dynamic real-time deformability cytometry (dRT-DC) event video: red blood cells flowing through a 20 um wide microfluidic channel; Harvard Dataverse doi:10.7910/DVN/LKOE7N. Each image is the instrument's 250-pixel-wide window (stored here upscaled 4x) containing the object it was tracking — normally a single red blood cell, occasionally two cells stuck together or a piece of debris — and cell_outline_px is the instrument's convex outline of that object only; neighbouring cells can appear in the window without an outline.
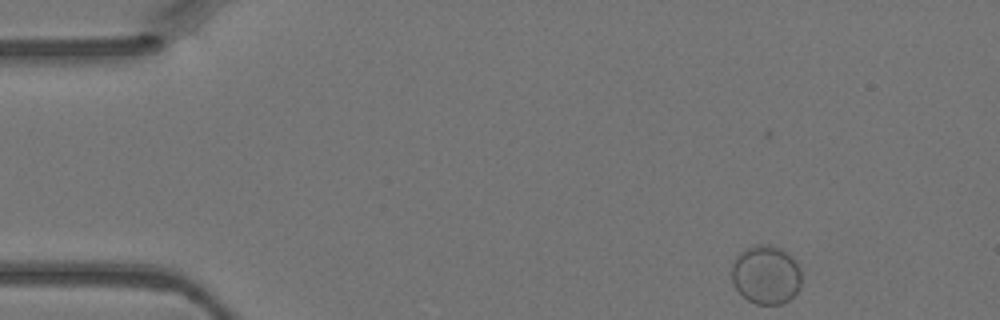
{"species": "Egyptian fruit bat (a non-hibernating species)", "species_latin": "Rousettus aegyptiacus", "temperature_condition": "warm", "stored_images_in_passage": 3, "camera_frame_rate_fps": 3000, "um_per_image_px": 0.085, "animal": {"sex": "female"}, "frame": {"image": 1, "passage_image": 1, "time_ms": 0.0, "image_size_px": [1000, 320], "cell_outline_px": [[800, 288], [788, 300], [780, 304], [756, 304], [748, 300], [732, 284], [732, 264], [736, 256], [744, 248], [756, 244], [768, 244], [780, 248], [788, 252], [796, 260], [800, 272]], "centroid_in_image_um": [65.1, 23.32], "position_along_channel_um": 19.9, "area_um2": 24.04}}